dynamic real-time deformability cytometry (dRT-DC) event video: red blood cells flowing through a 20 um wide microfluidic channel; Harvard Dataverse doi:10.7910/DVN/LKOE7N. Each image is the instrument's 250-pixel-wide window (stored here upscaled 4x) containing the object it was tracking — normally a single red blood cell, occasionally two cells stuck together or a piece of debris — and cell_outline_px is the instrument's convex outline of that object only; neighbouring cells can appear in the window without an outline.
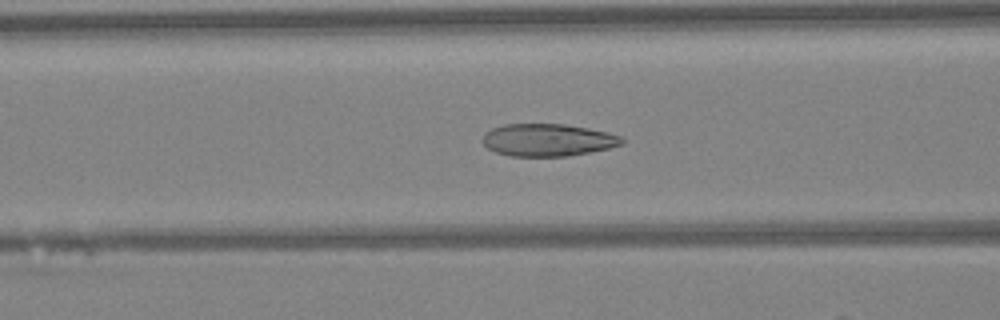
{"species": "Egyptian fruit bat (a non-hibernating species)", "species_latin": "Rousettus aegyptiacus", "temperature_condition": "warm", "stored_images_in_passage": 46, "camera_frame_rate_fps": 3000, "um_per_image_px": 0.085, "animal": {"sex": "female"}, "frame": {"image": 1, "passage_image": 18, "time_ms": 5.667, "image_size_px": [1000, 320], "cell_outline_px": [[624, 144], [608, 148], [568, 156], [508, 156], [496, 152], [488, 148], [484, 144], [484, 132], [492, 128], [504, 124], [564, 124], [588, 128], [608, 132], [620, 136], [624, 140]], "centroid_in_image_um": [46.56, 11.89], "position_along_channel_um": 120.0, "area_um2": 26.24}}
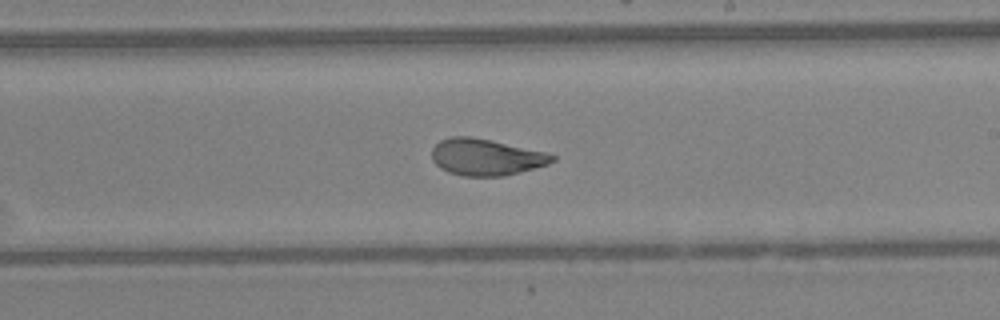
{"frame": {"image": 2, "passage_image": 27, "time_ms": 8.667, "image_size_px": [1000, 320], "cell_outline_px": [[556, 160], [548, 164], [520, 172], [504, 176], [464, 176], [448, 172], [440, 168], [432, 160], [432, 148], [440, 140], [452, 136], [472, 136], [544, 152], [556, 156]], "centroid_in_image_um": [41.28, 13.36], "position_along_channel_um": 247.7, "area_um2": 25.55}}
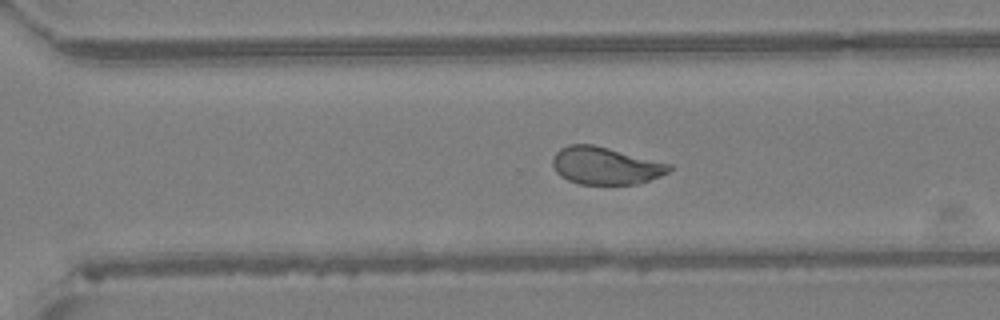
{"frame": {"image": 3, "passage_image": 32, "time_ms": 10.333, "image_size_px": [1000, 320], "cell_outline_px": [[672, 168], [668, 172], [660, 176], [636, 184], [580, 184], [568, 180], [560, 176], [556, 172], [552, 164], [552, 156], [560, 148], [568, 144], [592, 144], [672, 164]], "centroid_in_image_um": [51.43, 14.08], "position_along_channel_um": 319.2, "area_um2": 25.37}, "authors_computed_cell_mechanics": {"area_um2": 27.166, "velocity_mm_per_s": 4.2748, "shape_relaxation_time_tau1_ms": null, "shape_relaxation_time_tau2_ms": 0.8558, "deformation_change_tau1": null, "deformation_change_tau2": 0.068}}